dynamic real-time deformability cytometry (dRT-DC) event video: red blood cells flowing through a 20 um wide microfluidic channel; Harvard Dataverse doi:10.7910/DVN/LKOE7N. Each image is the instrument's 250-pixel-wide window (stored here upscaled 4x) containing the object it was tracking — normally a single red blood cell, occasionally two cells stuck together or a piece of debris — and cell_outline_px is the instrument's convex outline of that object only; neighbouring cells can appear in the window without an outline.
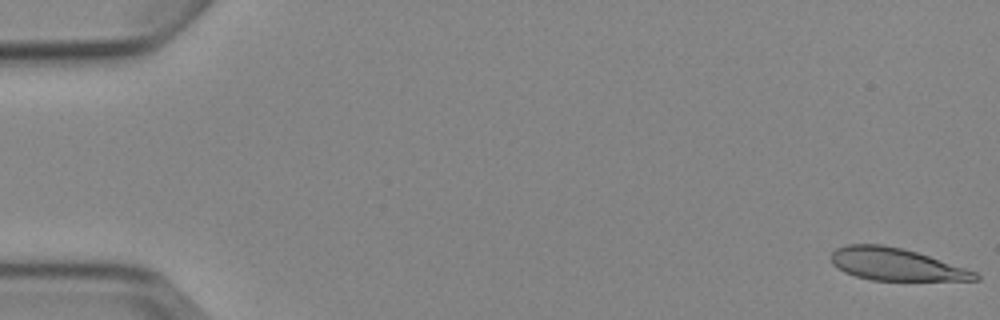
{"species": "Egyptian fruit bat (a non-hibernating species)", "species_latin": "Rousettus aegyptiacus", "temperature_condition": "cold", "stored_images_in_passage": 5, "camera_frame_rate_fps": 3000, "um_per_image_px": 0.085, "animal": {"sex": "female"}, "frame": {"image": 1, "passage_image": 1, "time_ms": 0.0, "image_size_px": [1000, 320], "cell_outline_px": [[980, 280], [872, 280], [856, 276], [844, 272], [832, 264], [832, 252], [836, 248], [848, 244], [880, 244], [904, 248], [976, 272], [980, 276]], "centroid_in_image_um": [76.12, 22.46], "position_along_channel_um": 8.9, "area_um2": 26.82}}